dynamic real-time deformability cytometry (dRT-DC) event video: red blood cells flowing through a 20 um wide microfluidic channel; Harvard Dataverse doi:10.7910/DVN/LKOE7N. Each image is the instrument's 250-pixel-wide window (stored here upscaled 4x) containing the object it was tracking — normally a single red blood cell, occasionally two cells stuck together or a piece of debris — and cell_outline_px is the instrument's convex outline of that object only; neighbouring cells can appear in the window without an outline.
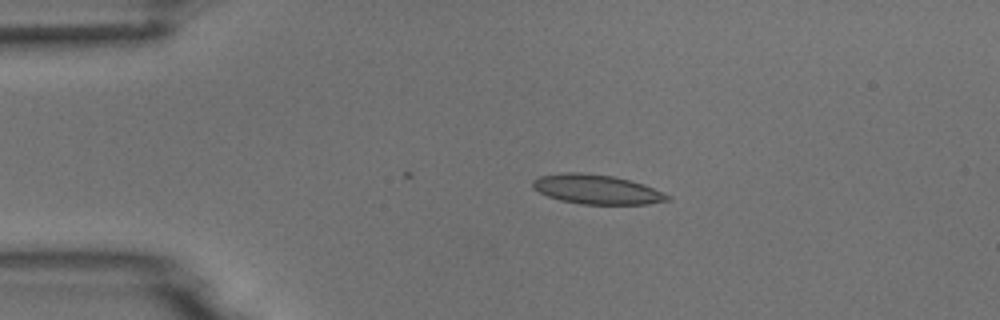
{"species": "common noctule bat (a hibernating species)", "species_latin": "Nyctalus noctula", "temperature_condition": "room temperature", "stored_images_in_passage": 2, "camera_frame_rate_fps": 3000, "um_per_image_px": 0.085, "animal": {"sex": "male", "body_mass_g": 18.8}, "frame": {"image": 1, "passage_image": 1, "time_ms": 0.0, "image_size_px": [1000, 320], "cell_outline_px": [[672, 200], [648, 204], [580, 204], [560, 200], [548, 196], [532, 188], [532, 180], [540, 176], [560, 172], [580, 172], [612, 176], [644, 184], [672, 196]], "centroid_in_image_um": [50.72, 16.1], "position_along_channel_um": 34.3, "area_um2": 23.24}}